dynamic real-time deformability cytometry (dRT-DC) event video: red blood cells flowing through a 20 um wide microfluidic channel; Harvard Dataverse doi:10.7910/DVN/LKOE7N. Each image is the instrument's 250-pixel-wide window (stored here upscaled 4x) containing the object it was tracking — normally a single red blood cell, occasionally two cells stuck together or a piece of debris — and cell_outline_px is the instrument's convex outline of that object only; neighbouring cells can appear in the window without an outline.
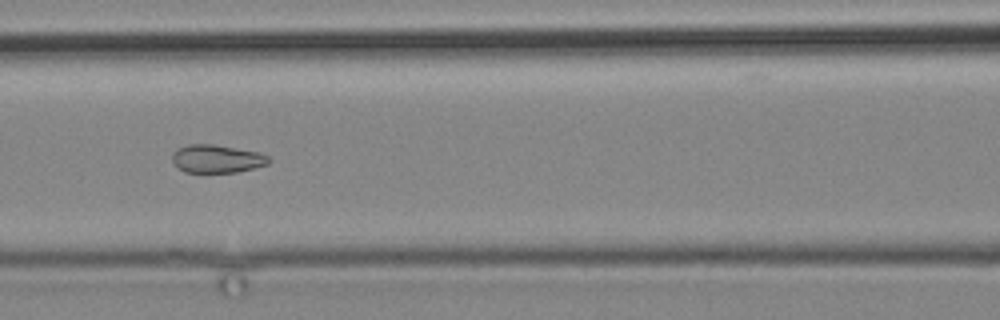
{"species": "common noctule bat (a hibernating species)", "species_latin": "Nyctalus noctula", "temperature_condition": "cold", "stored_images_in_passage": 15, "camera_frame_rate_fps": 3000, "um_per_image_px": 0.085, "animal": {"sex": "male", "body_mass_g": 19.2, "forearm_length_mm": 51.8}, "frame": {"image": 1, "passage_image": 11, "time_ms": 13.0, "image_size_px": [1000, 320], "cell_outline_px": [[272, 160], [268, 164], [236, 172], [184, 172], [176, 168], [172, 160], [172, 152], [188, 144], [212, 144], [260, 152], [268, 156]], "centroid_in_image_um": [18.42, 13.5], "position_along_channel_um": 148.2, "area_um2": 15.84}}
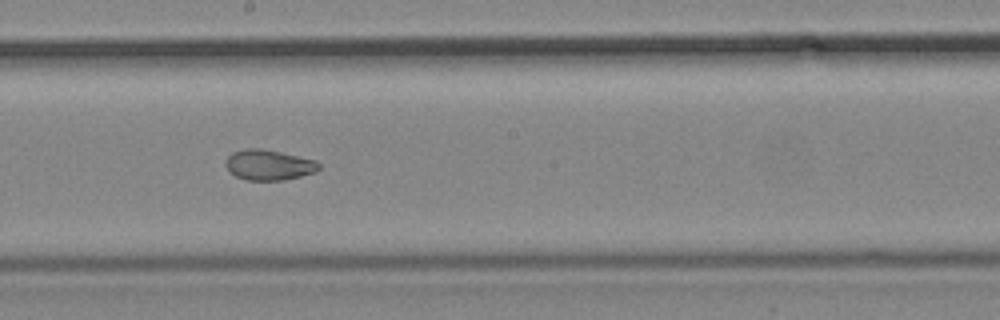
{"frame": {"image": 2, "passage_image": 13, "time_ms": 15.333, "image_size_px": [1000, 320], "cell_outline_px": [[320, 168], [316, 172], [284, 180], [248, 180], [236, 176], [224, 164], [224, 160], [232, 152], [244, 148], [260, 148], [280, 152], [316, 160], [320, 164]], "centroid_in_image_um": [22.84, 14.01], "position_along_channel_um": 225.4, "area_um2": 16.53}}